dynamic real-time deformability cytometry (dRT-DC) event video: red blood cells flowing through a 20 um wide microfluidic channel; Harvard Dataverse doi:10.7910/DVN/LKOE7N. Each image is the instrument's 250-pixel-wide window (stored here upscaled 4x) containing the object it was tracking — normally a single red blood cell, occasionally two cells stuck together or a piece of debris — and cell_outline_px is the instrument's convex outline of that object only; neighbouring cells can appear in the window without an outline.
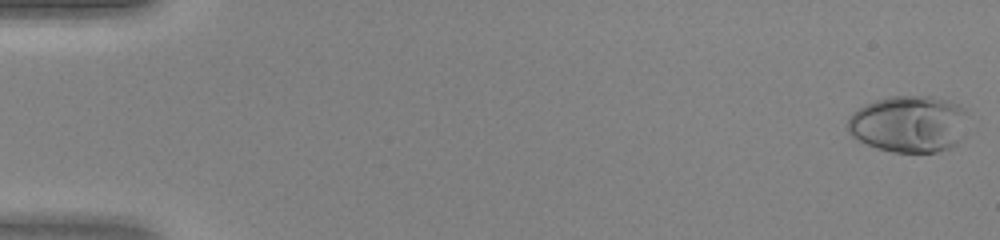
{"species": "human", "species_latin": "Homo sapiens", "temperature_condition": "warm", "stored_images_in_passage": 47, "camera_frame_rate_fps": 3000, "um_per_image_px": 0.085, "donor": {"sex": "female"}, "frame": {"image": 1, "passage_image": 1, "time_ms": 0.0, "image_size_px": [1000, 240], "cell_outline_px": [[972, 132], [968, 136], [952, 148], [936, 152], [892, 152], [876, 148], [852, 136], [848, 132], [848, 120], [852, 112], [876, 100], [892, 96], [932, 96], [948, 100], [960, 104], [968, 112]], "centroid_in_image_um": [77.42, 10.55], "position_along_channel_um": 7.6, "area_um2": 41.04}}
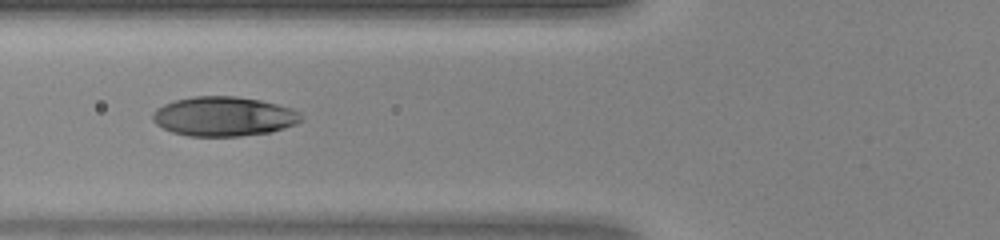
{"frame": {"image": 2, "passage_image": 19, "time_ms": 6.0, "image_size_px": [1000, 240], "cell_outline_px": [[304, 120], [296, 124], [272, 132], [240, 136], [188, 136], [172, 132], [156, 124], [152, 120], [152, 112], [156, 108], [164, 104], [176, 100], [192, 96], [236, 96], [260, 100], [292, 108], [300, 112], [304, 116]], "centroid_in_image_um": [19.04, 9.89], "position_along_channel_um": 106.8, "area_um2": 34.45}}
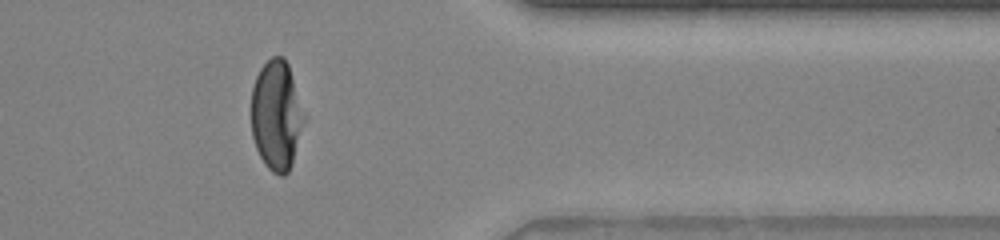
{"frame": {"image": 3, "passage_image": 39, "time_ms": 12.667, "image_size_px": [1000, 240], "cell_outline_px": [[304, 120], [292, 164], [288, 172], [284, 176], [280, 176], [272, 172], [264, 164], [256, 148], [252, 136], [252, 88], [256, 76], [260, 68], [272, 56], [284, 56], [288, 64], [304, 116]], "centroid_in_image_um": [23.48, 9.82], "position_along_channel_um": 387.9, "area_um2": 33.35}}